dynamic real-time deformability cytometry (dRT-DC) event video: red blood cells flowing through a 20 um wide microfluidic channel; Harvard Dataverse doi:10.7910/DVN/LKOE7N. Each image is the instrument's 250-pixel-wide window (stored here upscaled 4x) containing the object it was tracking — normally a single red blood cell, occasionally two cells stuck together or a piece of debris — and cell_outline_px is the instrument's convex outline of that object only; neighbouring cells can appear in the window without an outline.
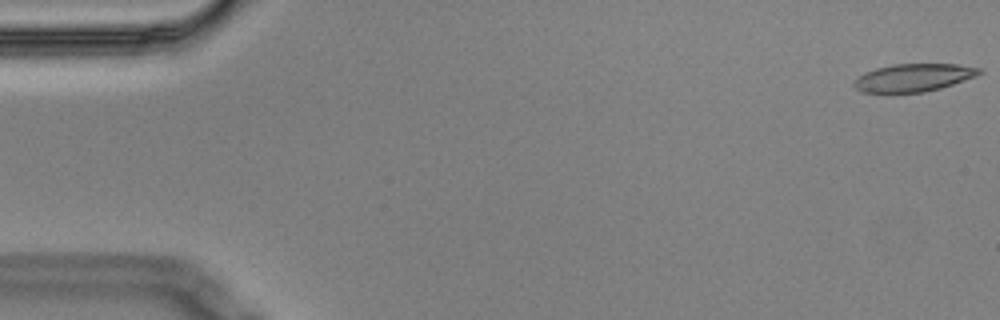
{"species": "Egyptian fruit bat (a non-hibernating species)", "species_latin": "Rousettus aegyptiacus", "temperature_condition": "cold", "stored_images_in_passage": 5, "camera_frame_rate_fps": 3000, "um_per_image_px": 0.085, "animal": {"sex": "male"}, "frame": {"image": 1, "passage_image": 1, "time_ms": 0.0, "image_size_px": [1000, 320], "cell_outline_px": [[984, 72], [976, 76], [940, 88], [924, 92], [860, 92], [852, 84], [864, 72], [876, 68], [892, 64], [956, 64], [980, 68]], "centroid_in_image_um": [77.65, 6.59], "position_along_channel_um": 7.3, "area_um2": 20.11}}
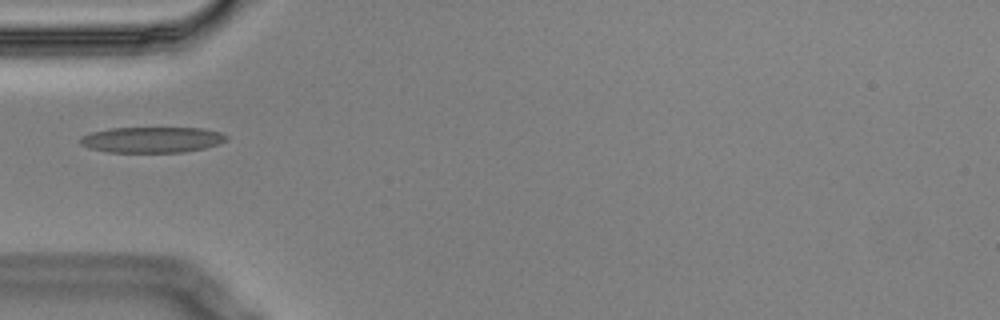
{"frame": {"image": 2, "passage_image": 5, "time_ms": 1.333, "image_size_px": [1000, 320], "cell_outline_px": [[228, 140], [204, 148], [184, 152], [108, 152], [88, 148], [80, 144], [80, 136], [92, 132], [112, 128], [204, 128], [220, 132], [228, 136]], "centroid_in_image_um": [12.91, 11.87], "position_along_channel_um": 72.1, "area_um2": 21.96}}